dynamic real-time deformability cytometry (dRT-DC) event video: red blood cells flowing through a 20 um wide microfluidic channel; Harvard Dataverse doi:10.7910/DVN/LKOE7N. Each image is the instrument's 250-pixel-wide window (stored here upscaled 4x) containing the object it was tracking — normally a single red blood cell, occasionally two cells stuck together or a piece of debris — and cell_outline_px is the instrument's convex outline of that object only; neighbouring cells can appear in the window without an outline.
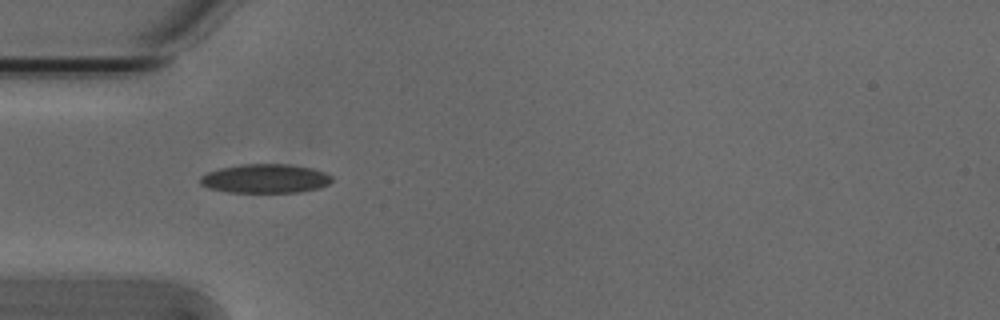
{"species": "Egyptian fruit bat (a non-hibernating species)", "species_latin": "Rousettus aegyptiacus", "temperature_condition": "cold", "stored_images_in_passage": 38, "camera_frame_rate_fps": 3000, "um_per_image_px": 0.085, "animal": {"sex": "male"}, "frame": {"image": 1, "passage_image": 1, "time_ms": 0.0, "image_size_px": [1000, 320], "cell_outline_px": [[332, 180], [328, 184], [320, 188], [300, 192], [228, 192], [208, 188], [200, 184], [200, 176], [208, 172], [220, 168], [240, 164], [292, 164], [312, 168], [324, 172], [332, 176]], "centroid_in_image_um": [22.55, 15.17], "position_along_channel_um": 62.5, "area_um2": 22.37}}
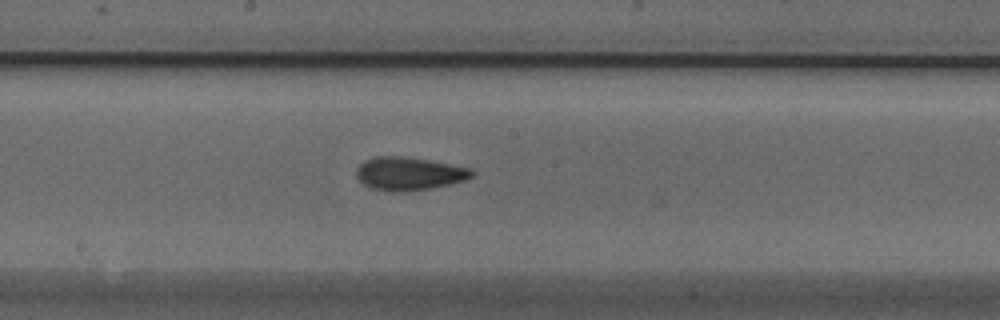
{"frame": {"image": 2, "passage_image": 13, "time_ms": 4.0, "image_size_px": [1000, 320], "cell_outline_px": [[476, 176], [464, 180], [448, 184], [428, 188], [400, 192], [392, 192], [372, 188], [364, 184], [356, 176], [356, 168], [364, 160], [376, 156], [404, 156], [428, 160], [472, 168], [476, 172]], "centroid_in_image_um": [34.78, 14.74], "position_along_channel_um": 213.4, "area_um2": 22.31}}
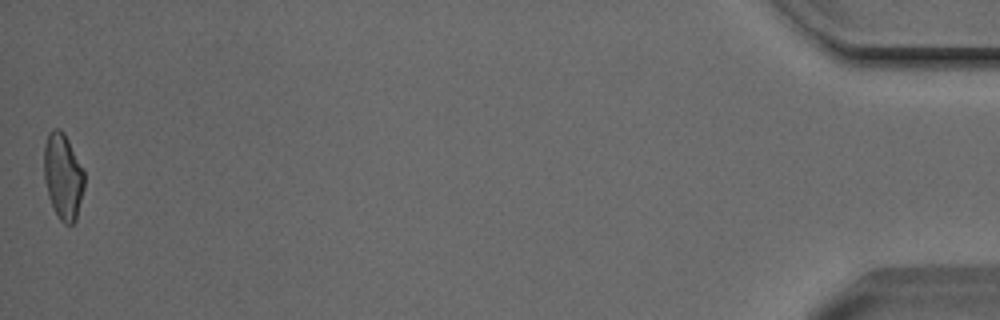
{"frame": {"image": 3, "passage_image": 38, "time_ms": 12.333, "image_size_px": [1000, 320], "cell_outline_px": [[84, 188], [76, 220], [72, 224], [64, 224], [60, 220], [48, 196], [44, 176], [44, 144], [48, 132], [52, 128], [60, 128], [64, 132], [84, 172]], "centroid_in_image_um": [5.35, 14.97], "position_along_channel_um": 429.9, "area_um2": 20.11}, "authors_computed_cell_mechanics": {"area_um2": 20.8369, "velocity_mm_per_s": 3.8112, "shape_relaxation_time_tau1_ms": 8.6043, "shape_relaxation_time_tau2_ms": 4.931, "deformation_change_tau1": 0.1855, "deformation_change_tau2": 0.1214}}